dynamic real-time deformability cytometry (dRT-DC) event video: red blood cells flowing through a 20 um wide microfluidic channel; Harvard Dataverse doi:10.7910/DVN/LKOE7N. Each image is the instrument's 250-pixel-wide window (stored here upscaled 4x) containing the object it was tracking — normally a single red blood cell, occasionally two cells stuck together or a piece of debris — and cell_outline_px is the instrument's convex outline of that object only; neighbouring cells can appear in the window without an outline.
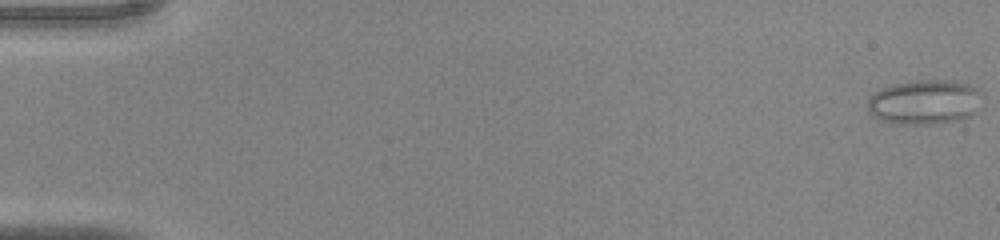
{"species": "common noctule bat (a hibernating species)", "species_latin": "Nyctalus noctula", "temperature_condition": "warm", "stored_images_in_passage": 45, "camera_frame_rate_fps": 3000, "um_per_image_px": 0.085, "animal": {"sex": "male", "body_mass_g": 20.0, "forearm_length_mm": 53.3}, "frame": {"image": 1, "passage_image": 1, "time_ms": 0.0, "image_size_px": [1000, 240], "cell_outline_px": [[980, 92], [976, 112], [968, 116], [956, 120], [936, 124], [892, 124], [880, 120], [872, 116], [868, 112], [868, 96], [892, 84], [916, 80], [956, 80], [968, 84], [976, 88]], "centroid_in_image_um": [78.54, 8.68], "position_along_channel_um": 6.5, "area_um2": 29.88}}
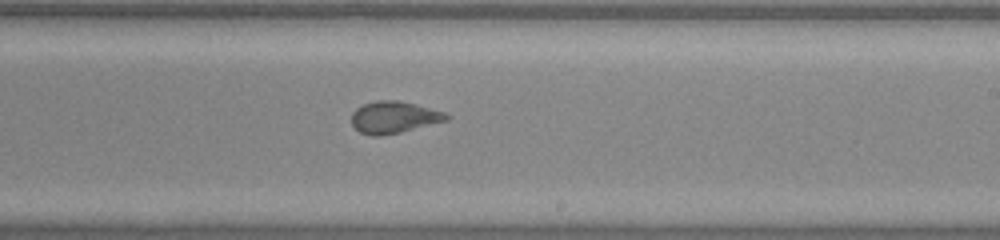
{"frame": {"image": 2, "passage_image": 28, "time_ms": 9.0, "image_size_px": [1000, 240], "cell_outline_px": [[452, 116], [448, 120], [400, 132], [380, 136], [372, 136], [360, 132], [352, 124], [352, 112], [356, 108], [364, 104], [376, 100], [396, 100], [416, 104], [444, 112]], "centroid_in_image_um": [33.49, 9.96], "position_along_channel_um": 255.5, "area_um2": 17.57}}
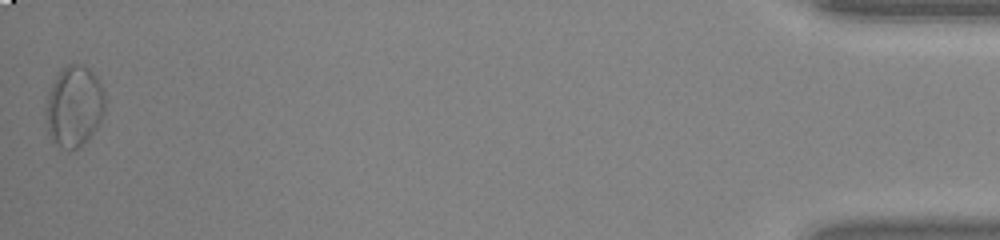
{"frame": {"image": 3, "passage_image": 45, "time_ms": 14.667, "image_size_px": [1000, 240], "cell_outline_px": [[104, 112], [96, 128], [88, 140], [84, 144], [68, 152], [60, 148], [52, 140], [48, 132], [48, 92], [60, 68], [68, 64], [84, 64], [96, 76], [104, 92]], "centroid_in_image_um": [6.32, 9.04], "position_along_channel_um": 428.9, "area_um2": 27.74}}